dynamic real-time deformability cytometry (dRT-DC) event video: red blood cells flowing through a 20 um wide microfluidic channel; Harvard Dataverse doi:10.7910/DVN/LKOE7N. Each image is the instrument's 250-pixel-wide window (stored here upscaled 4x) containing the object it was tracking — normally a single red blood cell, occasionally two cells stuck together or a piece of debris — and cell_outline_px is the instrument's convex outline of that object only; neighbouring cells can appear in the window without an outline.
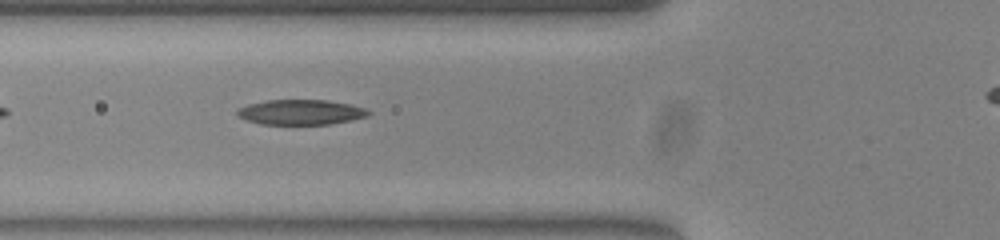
{"species": "common noctule bat (a hibernating species)", "species_latin": "Nyctalus noctula", "temperature_condition": "warm", "stored_images_in_passage": 31, "camera_frame_rate_fps": 3000, "um_per_image_px": 0.085, "animal": {"sex": "female", "body_mass_g": 23.0, "forearm_length_mm": 53.4}, "frame": {"image": 1, "passage_image": 3, "time_ms": 0.667, "image_size_px": [1000, 240], "cell_outline_px": [[372, 112], [368, 116], [332, 124], [260, 124], [236, 116], [236, 108], [248, 104], [268, 100], [328, 100], [348, 104], [364, 108]], "centroid_in_image_um": [25.53, 9.53], "position_along_channel_um": 100.3, "area_um2": 19.19}}
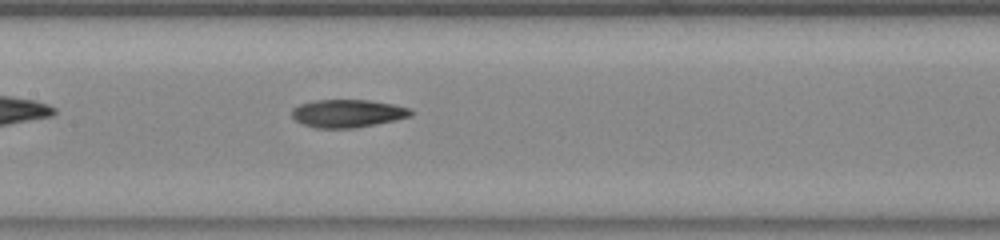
{"frame": {"image": 2, "passage_image": 9, "time_ms": 2.667, "image_size_px": [1000, 240], "cell_outline_px": [[412, 116], [396, 120], [356, 128], [316, 128], [304, 124], [296, 120], [292, 116], [292, 108], [300, 104], [312, 100], [372, 100], [412, 108]], "centroid_in_image_um": [29.57, 9.63], "position_along_channel_um": 177.8, "area_um2": 19.48}}
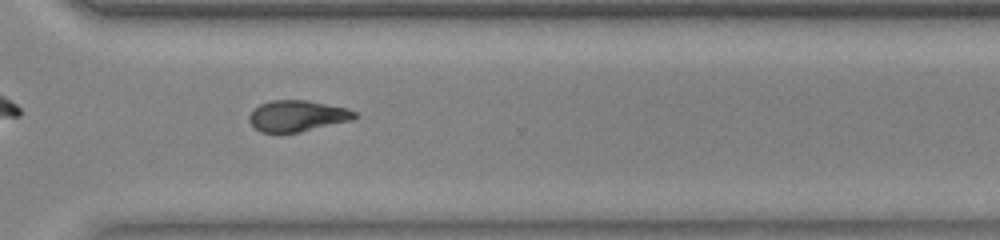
{"frame": {"image": 3, "passage_image": 22, "time_ms": 7.0, "image_size_px": [1000, 240], "cell_outline_px": [[356, 116], [352, 120], [300, 132], [260, 132], [248, 120], [248, 116], [260, 104], [268, 100], [308, 100], [348, 108], [356, 112]], "centroid_in_image_um": [25.28, 9.84], "position_along_channel_um": 345.3, "area_um2": 19.07}}